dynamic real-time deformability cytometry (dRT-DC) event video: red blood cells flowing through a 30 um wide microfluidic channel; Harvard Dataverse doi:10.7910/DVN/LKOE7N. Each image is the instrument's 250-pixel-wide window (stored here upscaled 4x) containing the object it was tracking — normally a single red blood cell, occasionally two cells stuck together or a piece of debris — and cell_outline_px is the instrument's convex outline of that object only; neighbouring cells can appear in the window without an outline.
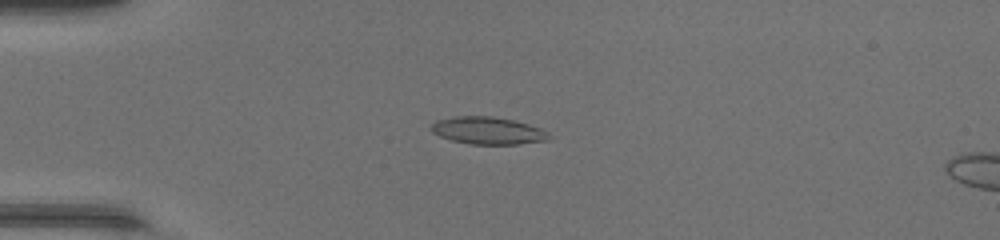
{"species": "common noctule bat (a hibernating species)", "species_latin": "Nyctalus noctula", "temperature_condition": "warm", "stored_images_in_passage": 47, "camera_frame_rate_fps": 3000, "um_per_image_px": 0.085, "animal": {"sex": "female", "body_mass_g": 17.0, "forearm_length_mm": 48.0}, "frame": {"image": 1, "passage_image": 12, "time_ms": 3.667, "image_size_px": [1000, 240], "cell_outline_px": [[552, 136], [548, 140], [520, 144], [468, 144], [452, 140], [440, 136], [432, 132], [432, 124], [436, 120], [456, 116], [492, 116], [512, 120], [528, 124], [540, 128]], "centroid_in_image_um": [41.47, 11.1], "position_along_channel_um": 43.5, "area_um2": 18.67}}
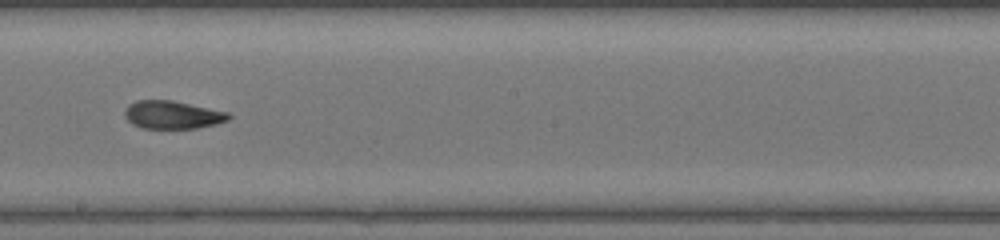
{"frame": {"image": 2, "passage_image": 27, "time_ms": 8.667, "image_size_px": [1000, 240], "cell_outline_px": [[232, 116], [228, 120], [216, 124], [196, 128], [144, 128], [132, 124], [124, 116], [124, 112], [128, 104], [136, 100], [172, 100], [228, 112]], "centroid_in_image_um": [14.65, 9.75], "position_along_channel_um": 233.6, "area_um2": 16.94}}
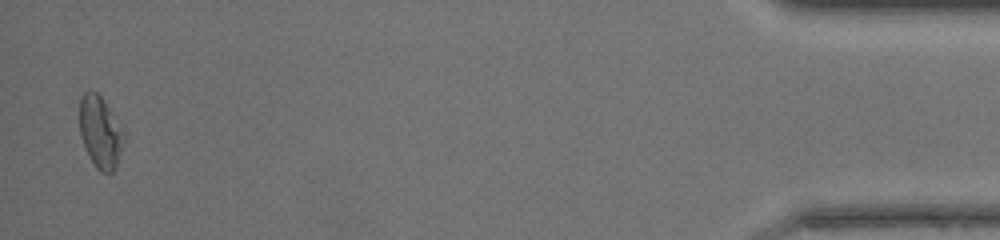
{"frame": {"image": 3, "passage_image": 46, "time_ms": 15.0, "image_size_px": [1000, 240], "cell_outline_px": [[124, 140], [116, 164], [112, 172], [100, 172], [96, 168], [88, 156], [80, 136], [80, 96], [88, 88], [96, 92], [104, 100], [124, 136]], "centroid_in_image_um": [8.47, 11.21], "position_along_channel_um": 426.7, "area_um2": 18.15}, "authors_computed_cell_mechanics": {"area_um2": 17.918, "velocity_mm_per_s": 4.4199, "shape_relaxation_time_tau1_ms": null, "shape_relaxation_time_tau2_ms": 1.8291, "deformation_change_tau1": null, "deformation_change_tau2": 0.0886}}